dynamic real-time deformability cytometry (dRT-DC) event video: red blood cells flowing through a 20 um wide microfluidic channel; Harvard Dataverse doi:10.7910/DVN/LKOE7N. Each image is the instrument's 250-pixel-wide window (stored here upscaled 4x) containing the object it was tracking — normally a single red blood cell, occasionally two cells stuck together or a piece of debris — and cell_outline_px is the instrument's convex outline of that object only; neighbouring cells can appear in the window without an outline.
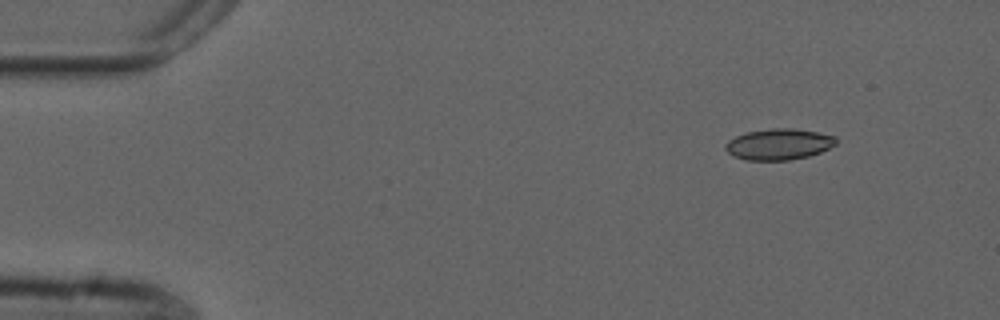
{"species": "common noctule bat (a hibernating species)", "species_latin": "Nyctalus noctula", "temperature_condition": "cold", "stored_images_in_passage": 49, "camera_frame_rate_fps": 3000, "um_per_image_px": 0.085, "animal": {"sex": "male", "forearm_length_mm": 52.5}, "frame": {"image": 1, "passage_image": 1, "time_ms": 0.0, "image_size_px": [1000, 320], "cell_outline_px": [[836, 144], [820, 152], [808, 156], [788, 160], [748, 160], [736, 156], [728, 152], [724, 148], [724, 144], [728, 140], [736, 136], [748, 132], [772, 128], [792, 128], [816, 132], [836, 136]], "centroid_in_image_um": [66.19, 12.25], "position_along_channel_um": 18.8, "area_um2": 19.83}}
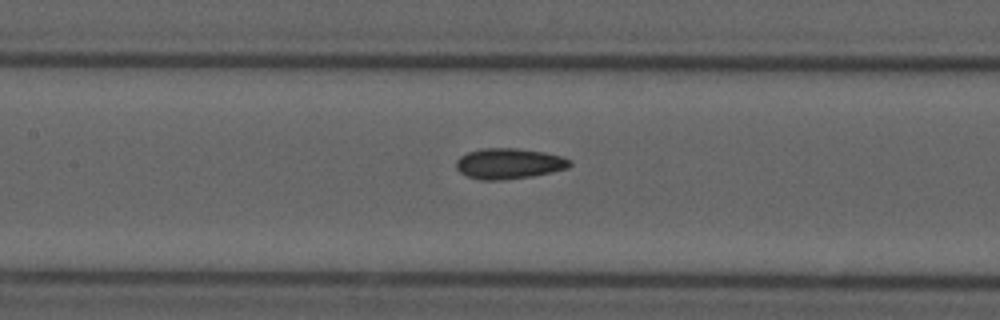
{"frame": {"image": 2, "passage_image": 20, "time_ms": 6.333, "image_size_px": [1000, 320], "cell_outline_px": [[572, 164], [568, 168], [552, 172], [532, 176], [500, 180], [480, 180], [468, 176], [460, 172], [456, 168], [456, 160], [460, 156], [468, 152], [480, 148], [516, 148], [544, 152], [564, 156], [572, 160]], "centroid_in_image_um": [43.28, 13.9], "position_along_channel_um": 164.1, "area_um2": 20.46}}
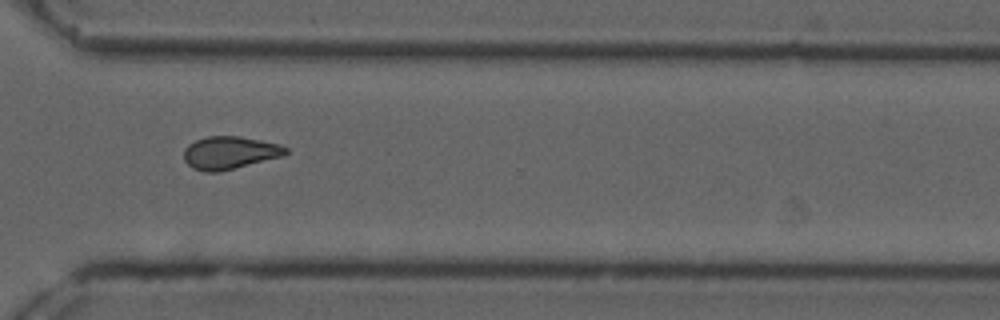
{"frame": {"image": 3, "passage_image": 35, "time_ms": 11.333, "image_size_px": [1000, 320], "cell_outline_px": [[288, 152], [284, 156], [216, 172], [204, 172], [192, 168], [184, 160], [184, 148], [188, 144], [196, 140], [208, 136], [240, 136], [280, 144], [288, 148]], "centroid_in_image_um": [19.52, 12.97], "position_along_channel_um": 351.1, "area_um2": 19.42}, "authors_computed_cell_mechanics": {"area_um2": 19.4208, "velocity_mm_per_s": 3.7415, "shape_relaxation_time_tau1_ms": null, "shape_relaxation_time_tau2_ms": 2.4201, "deformation_change_tau1": null, "deformation_change_tau2": 0.069}}